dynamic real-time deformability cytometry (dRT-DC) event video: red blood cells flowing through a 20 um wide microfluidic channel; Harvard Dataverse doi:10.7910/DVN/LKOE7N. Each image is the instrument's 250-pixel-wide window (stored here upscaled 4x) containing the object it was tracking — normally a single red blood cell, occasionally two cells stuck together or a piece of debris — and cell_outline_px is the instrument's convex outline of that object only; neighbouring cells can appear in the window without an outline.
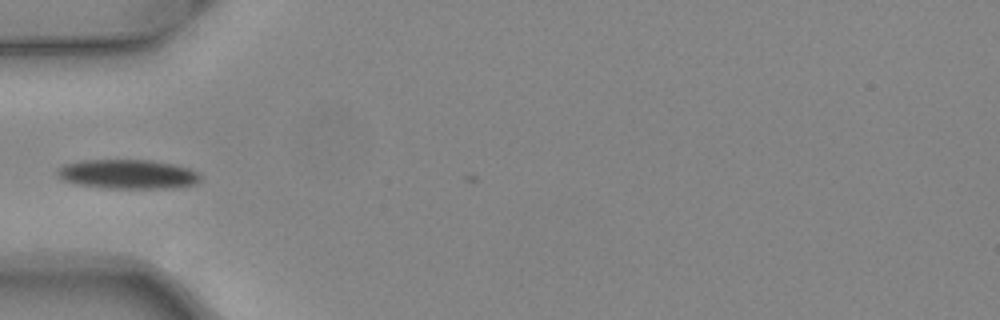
{"species": "common noctule bat (a hibernating species)", "species_latin": "Nyctalus noctula", "temperature_condition": "warm", "stored_images_in_passage": 5, "camera_frame_rate_fps": 3000, "um_per_image_px": 0.085, "animal": {"sex": "female", "body_mass_g": 24.6, "forearm_length_mm": 56.2}, "frame": {"image": 1, "passage_image": 2, "time_ms": 0.333, "image_size_px": [1000, 320], "cell_outline_px": [[200, 180], [196, 184], [176, 188], [104, 188], [72, 184], [60, 180], [56, 176], [56, 168], [64, 164], [84, 160], [152, 160], [172, 164], [188, 168], [200, 172]], "centroid_in_image_um": [10.81, 14.81], "position_along_channel_um": 74.2, "area_um2": 24.91}}
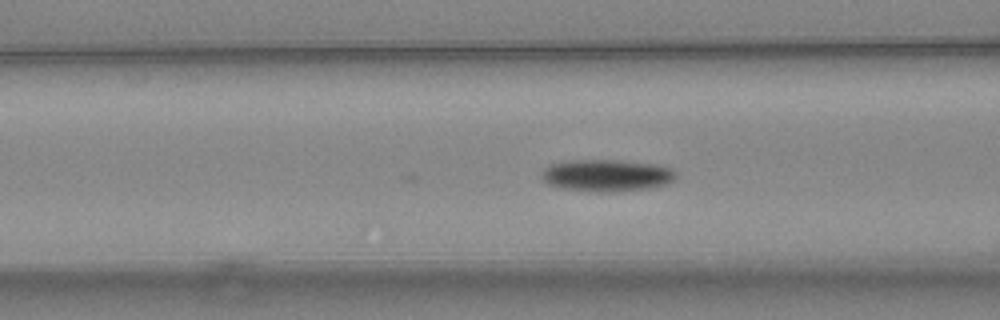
{"frame": {"image": 2, "passage_image": 5, "time_ms": 1.333, "image_size_px": [1000, 320], "cell_outline_px": [[676, 176], [672, 180], [664, 184], [652, 188], [608, 192], [596, 192], [560, 188], [548, 184], [540, 176], [544, 168], [548, 164], [572, 160], [620, 160], [656, 164], [668, 168], [676, 172]], "centroid_in_image_um": [51.52, 14.91], "position_along_channel_um": 115.1, "area_um2": 25.09}}